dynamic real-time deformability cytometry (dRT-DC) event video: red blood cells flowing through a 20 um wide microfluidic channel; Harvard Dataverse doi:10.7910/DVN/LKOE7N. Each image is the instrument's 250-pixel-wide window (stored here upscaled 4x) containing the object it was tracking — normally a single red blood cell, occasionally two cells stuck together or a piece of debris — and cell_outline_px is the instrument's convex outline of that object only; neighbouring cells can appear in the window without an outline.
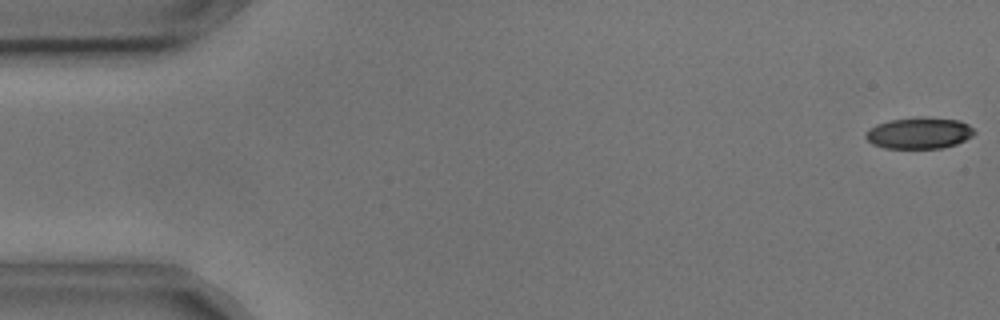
{"species": "common noctule bat (a hibernating species)", "species_latin": "Nyctalus noctula", "temperature_condition": "cold", "stored_images_in_passage": 55, "camera_frame_rate_fps": 3000, "um_per_image_px": 0.085, "animal": {"sex": "male", "body_mass_g": 17.9, "forearm_length_mm": 54.2}, "frame": {"image": 1, "passage_image": 1, "time_ms": 0.0, "image_size_px": [1000, 320], "cell_outline_px": [[976, 132], [972, 136], [956, 144], [940, 148], [884, 148], [872, 144], [864, 136], [868, 128], [876, 124], [888, 120], [920, 116], [928, 116], [960, 120], [968, 124]], "centroid_in_image_um": [78.11, 11.29], "position_along_channel_um": 6.9, "area_um2": 20.17}}
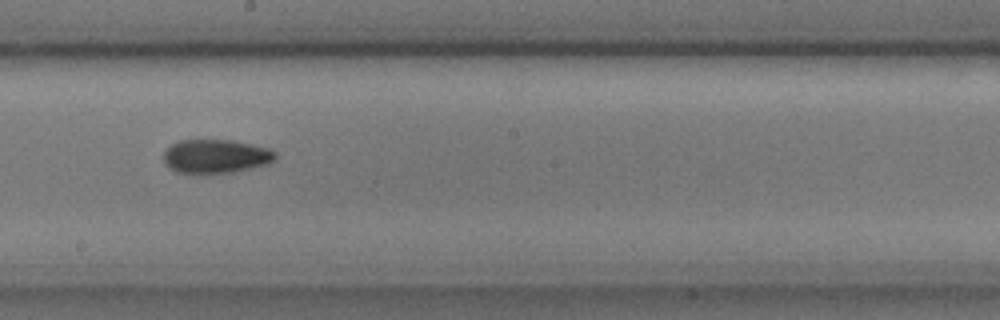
{"frame": {"image": 2, "passage_image": 30, "time_ms": 9.667, "image_size_px": [1000, 320], "cell_outline_px": [[276, 160], [268, 164], [232, 172], [204, 176], [176, 172], [168, 168], [164, 164], [164, 152], [172, 144], [180, 140], [232, 140], [268, 148], [276, 152]], "centroid_in_image_um": [18.31, 13.32], "position_along_channel_um": 229.9, "area_um2": 22.6}}
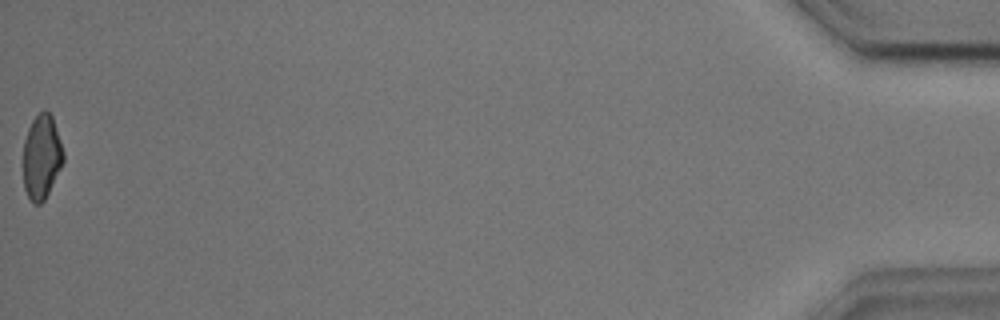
{"frame": {"image": 3, "passage_image": 55, "time_ms": 18.0, "image_size_px": [1000, 320], "cell_outline_px": [[64, 160], [44, 200], [40, 204], [32, 204], [24, 188], [24, 140], [28, 128], [32, 120], [44, 108], [52, 116], [64, 152]], "centroid_in_image_um": [3.53, 13.32], "position_along_channel_um": 431.7, "area_um2": 19.54}, "authors_computed_cell_mechanics": {"area_um2": 21.5594, "velocity_mm_per_s": 3.6346, "shape_relaxation_time_tau1_ms": 5.2422, "shape_relaxation_time_tau2_ms": 1.7266, "deformation_change_tau1": 0.1419, "deformation_change_tau2": 0.0737}}